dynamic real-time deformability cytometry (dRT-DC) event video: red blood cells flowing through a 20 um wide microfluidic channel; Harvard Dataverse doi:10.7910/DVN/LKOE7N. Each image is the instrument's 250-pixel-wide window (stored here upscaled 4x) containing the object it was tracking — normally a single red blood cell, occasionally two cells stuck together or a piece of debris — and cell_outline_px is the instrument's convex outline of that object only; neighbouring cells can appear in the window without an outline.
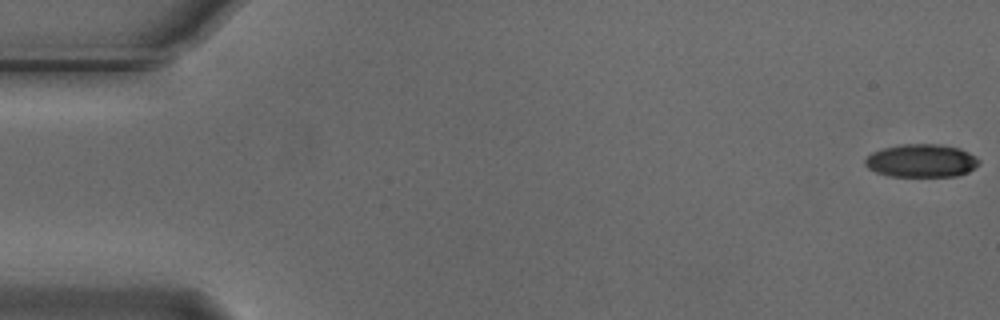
{"species": "Egyptian fruit bat (a non-hibernating species)", "species_latin": "Rousettus aegyptiacus", "temperature_condition": "cold", "stored_images_in_passage": 14, "camera_frame_rate_fps": 3000, "um_per_image_px": 0.085, "animal": {"sex": "male"}, "frame": {"image": 1, "passage_image": 1, "time_ms": 0.0, "image_size_px": [1000, 320], "cell_outline_px": [[980, 164], [968, 172], [956, 176], [888, 176], [876, 172], [868, 168], [864, 164], [864, 160], [872, 152], [884, 148], [900, 144], [940, 144], [960, 148], [976, 156], [980, 160]], "centroid_in_image_um": [78.33, 13.66], "position_along_channel_um": 6.7, "area_um2": 22.08}}
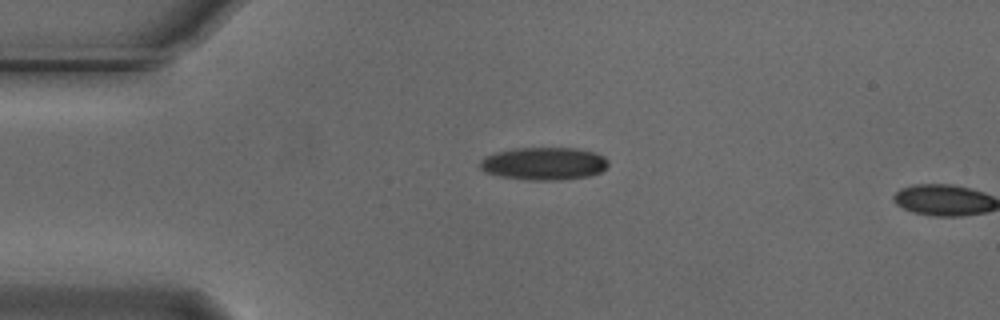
{"frame": {"image": 2, "passage_image": 13, "time_ms": 4.0, "image_size_px": [1000, 320], "cell_outline_px": [[608, 168], [592, 176], [560, 180], [532, 180], [500, 176], [484, 172], [480, 168], [480, 160], [484, 156], [496, 152], [512, 148], [576, 148], [596, 152], [604, 156], [608, 160]], "centroid_in_image_um": [46.26, 13.9], "position_along_channel_um": 38.7, "area_um2": 24.8}}